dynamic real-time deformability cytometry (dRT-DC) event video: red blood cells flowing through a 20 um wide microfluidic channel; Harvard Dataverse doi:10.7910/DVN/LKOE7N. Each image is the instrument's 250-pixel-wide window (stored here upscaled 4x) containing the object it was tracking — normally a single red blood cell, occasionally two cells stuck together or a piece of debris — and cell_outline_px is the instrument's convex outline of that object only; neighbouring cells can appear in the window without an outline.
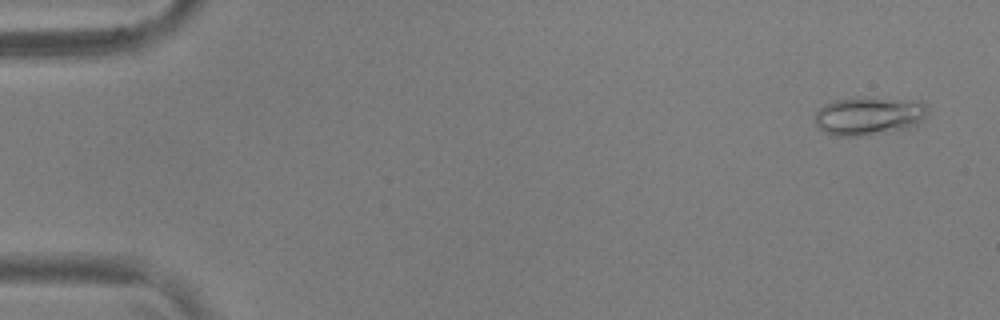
{"species": "common noctule bat (a hibernating species)", "species_latin": "Nyctalus noctula", "temperature_condition": "warm", "stored_images_in_passage": 12, "camera_frame_rate_fps": 3000, "um_per_image_px": 0.085, "animal": {"sex": "male", "body_mass_g": 17.9, "forearm_length_mm": 54.2}, "frame": {"image": 1, "passage_image": 3, "time_ms": 0.667, "image_size_px": [1000, 320], "cell_outline_px": [[928, 112], [924, 120], [908, 128], [856, 136], [832, 136], [816, 128], [816, 112], [824, 104], [836, 100], [852, 96], [872, 96], [920, 100], [928, 108]], "centroid_in_image_um": [73.86, 9.81], "position_along_channel_um": 11.1, "area_um2": 25.84}}